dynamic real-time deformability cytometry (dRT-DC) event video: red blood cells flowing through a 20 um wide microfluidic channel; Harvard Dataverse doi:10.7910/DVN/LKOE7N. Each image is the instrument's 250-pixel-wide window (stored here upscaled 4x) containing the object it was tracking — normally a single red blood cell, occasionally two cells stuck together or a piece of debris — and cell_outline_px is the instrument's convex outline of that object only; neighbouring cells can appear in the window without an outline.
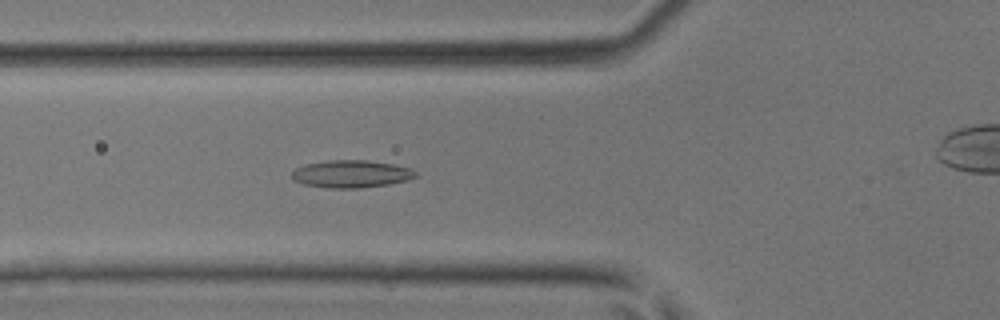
{"species": "common noctule bat (a hibernating species)", "species_latin": "Nyctalus noctula", "temperature_condition": "room temperature", "stored_images_in_passage": 46, "segment_of_instrument_passage": [1, 2], "camera_frame_rate_fps": 3000, "um_per_image_px": 0.085, "animal": {"sex": "male", "body_mass_g": 17.9, "forearm_length_mm": 54.2}, "frame": {"image": 1, "passage_image": 17, "time_ms": 5.333, "image_size_px": [1000, 320], "cell_outline_px": [[420, 176], [408, 180], [388, 184], [360, 188], [328, 188], [304, 184], [292, 180], [292, 172], [296, 168], [304, 164], [328, 160], [368, 160], [392, 164], [412, 168]], "centroid_in_image_um": [29.87, 14.78], "position_along_channel_um": 95.9, "area_um2": 20.0}}
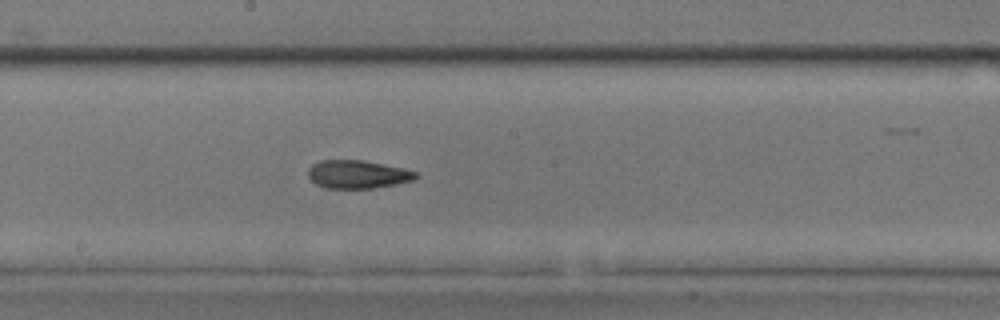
{"frame": {"image": 2, "passage_image": 25, "time_ms": 8.0, "image_size_px": [1000, 320], "cell_outline_px": [[420, 176], [416, 180], [396, 184], [372, 188], [324, 188], [316, 184], [308, 176], [308, 168], [312, 164], [320, 160], [364, 160], [404, 168], [416, 172]], "centroid_in_image_um": [30.42, 14.81], "position_along_channel_um": 217.8, "area_um2": 17.86}}
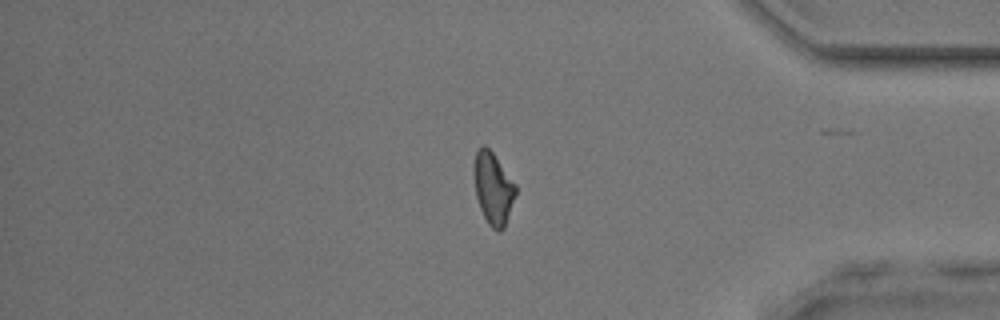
{"frame": {"image": 3, "passage_image": 38, "time_ms": 12.333, "image_size_px": [1000, 320], "cell_outline_px": [[516, 192], [504, 228], [500, 232], [496, 232], [488, 224], [480, 208], [476, 196], [472, 172], [472, 168], [476, 152], [484, 144], [492, 152], [516, 184]], "centroid_in_image_um": [41.89, 16.01], "position_along_channel_um": 393.3, "area_um2": 17.51}}